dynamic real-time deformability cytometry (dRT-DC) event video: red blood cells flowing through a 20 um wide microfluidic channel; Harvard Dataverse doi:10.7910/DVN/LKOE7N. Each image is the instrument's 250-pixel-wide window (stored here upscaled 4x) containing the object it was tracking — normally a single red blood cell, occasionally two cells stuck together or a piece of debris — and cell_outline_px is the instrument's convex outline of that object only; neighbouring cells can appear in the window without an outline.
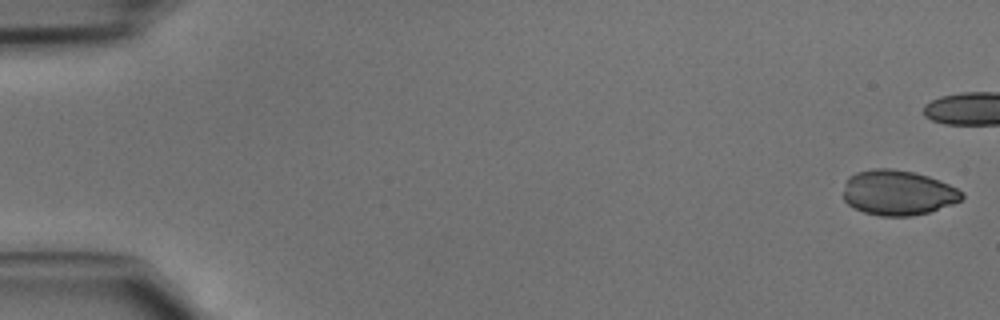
{"species": "common noctule bat (a hibernating species)", "species_latin": "Nyctalus noctula", "temperature_condition": "cold", "stored_images_in_passage": 36, "camera_frame_rate_fps": 3000, "um_per_image_px": 0.085, "animal": {"sex": "male", "body_mass_g": 15.6}, "frame": {"image": 1, "passage_image": 1, "time_ms": 0.0, "image_size_px": [1000, 320], "cell_outline_px": [[964, 196], [960, 200], [952, 204], [928, 212], [912, 216], [880, 216], [864, 212], [848, 204], [844, 200], [844, 180], [848, 176], [856, 172], [876, 168], [888, 168], [912, 172], [928, 176], [940, 180], [964, 192]], "centroid_in_image_um": [76.3, 16.37], "position_along_channel_um": 8.7, "area_um2": 31.15}}